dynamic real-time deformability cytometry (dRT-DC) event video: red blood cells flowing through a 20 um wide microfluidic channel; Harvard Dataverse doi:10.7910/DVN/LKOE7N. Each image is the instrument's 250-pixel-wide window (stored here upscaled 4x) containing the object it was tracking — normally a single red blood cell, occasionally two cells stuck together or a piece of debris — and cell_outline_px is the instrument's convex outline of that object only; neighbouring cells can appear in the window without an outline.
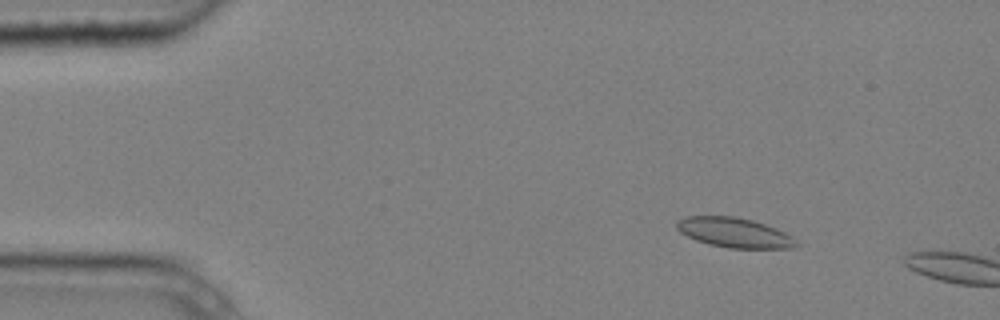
{"species": "common noctule bat (a hibernating species)", "species_latin": "Nyctalus noctula", "temperature_condition": "cold", "stored_images_in_passage": 3, "camera_frame_rate_fps": 3000, "um_per_image_px": 0.085, "animal": {"sex": "male", "body_mass_g": 20.4}, "frame": {"image": 1, "passage_image": 2, "time_ms": 0.333, "image_size_px": [1000, 320], "cell_outline_px": [[800, 244], [796, 248], [728, 248], [708, 244], [696, 240], [680, 232], [676, 228], [676, 220], [684, 216], [732, 216], [752, 220], [776, 228], [792, 236]], "centroid_in_image_um": [62.42, 19.77], "position_along_channel_um": 22.6, "area_um2": 20.87}}